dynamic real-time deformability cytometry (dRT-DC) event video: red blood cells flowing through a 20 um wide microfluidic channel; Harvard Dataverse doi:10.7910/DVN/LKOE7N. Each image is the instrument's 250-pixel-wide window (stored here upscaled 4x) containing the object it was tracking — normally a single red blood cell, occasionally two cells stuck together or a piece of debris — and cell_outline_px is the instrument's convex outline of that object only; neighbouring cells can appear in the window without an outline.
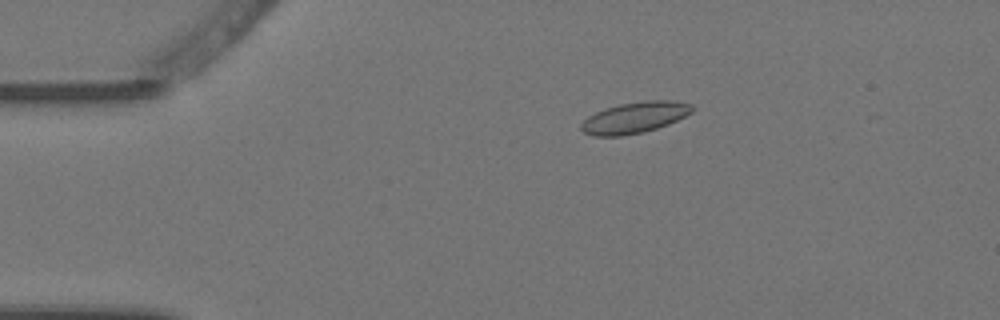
{"species": "Egyptian fruit bat (a non-hibernating species)", "species_latin": "Rousettus aegyptiacus", "temperature_condition": "warm", "stored_images_in_passage": 8, "camera_frame_rate_fps": 3000, "um_per_image_px": 0.085, "animal": {"sex": "female"}, "frame": {"image": 1, "passage_image": 3, "time_ms": 0.667, "image_size_px": [1000, 320], "cell_outline_px": [[696, 108], [692, 112], [668, 124], [644, 132], [620, 136], [592, 136], [584, 132], [580, 128], [580, 124], [588, 116], [596, 112], [620, 104], [644, 100], [672, 100], [692, 104]], "centroid_in_image_um": [53.96, 9.99], "position_along_channel_um": 31.0, "area_um2": 20.11}}
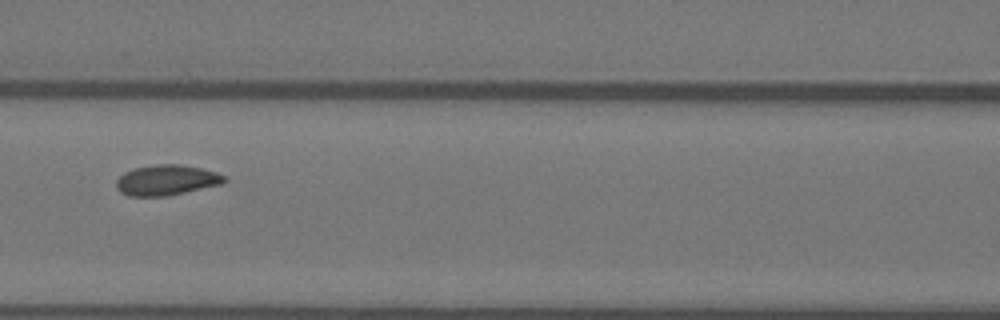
{"frame": {"image": 2, "passage_image": 7, "time_ms": 2.0, "image_size_px": [1000, 320], "cell_outline_px": [[228, 180], [220, 184], [168, 196], [128, 196], [120, 192], [116, 188], [116, 180], [124, 172], [132, 168], [156, 164], [180, 164], [200, 168], [216, 172], [224, 176]], "centroid_in_image_um": [14.11, 15.31], "position_along_channel_um": 152.5, "area_um2": 19.19}}
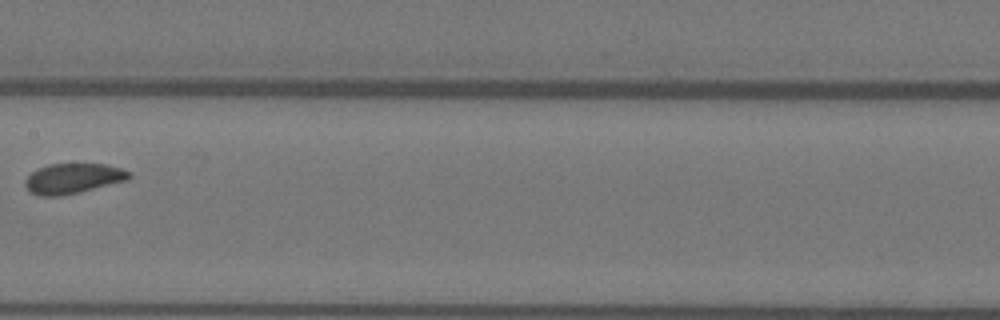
{"frame": {"image": 3, "passage_image": 8, "time_ms": 2.333, "image_size_px": [1000, 320], "cell_outline_px": [[132, 176], [128, 180], [80, 192], [60, 196], [40, 196], [32, 192], [24, 184], [24, 180], [36, 168], [48, 164], [108, 164], [132, 172]], "centroid_in_image_um": [6.23, 15.16], "position_along_channel_um": 201.2, "area_um2": 18.38}}